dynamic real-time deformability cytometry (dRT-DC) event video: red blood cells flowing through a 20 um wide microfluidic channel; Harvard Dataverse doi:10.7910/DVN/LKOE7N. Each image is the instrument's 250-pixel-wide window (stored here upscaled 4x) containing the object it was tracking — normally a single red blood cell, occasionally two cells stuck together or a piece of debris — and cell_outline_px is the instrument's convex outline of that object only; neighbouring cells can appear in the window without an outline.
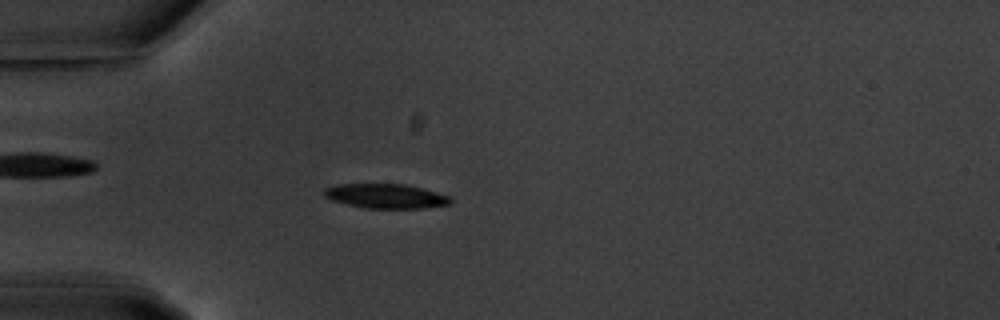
{"species": "common noctule bat (a hibernating species)", "species_latin": "Nyctalus noctula", "temperature_condition": "warm", "stored_images_in_passage": 5, "camera_frame_rate_fps": 3000, "um_per_image_px": 0.085, "animal": {"sex": "male", "body_mass_g": 20.1, "forearm_length_mm": 53.5}, "frame": {"image": 1, "passage_image": 4, "time_ms": 3.667, "image_size_px": [1000, 320], "cell_outline_px": [[452, 200], [448, 204], [424, 208], [364, 208], [332, 200], [324, 196], [324, 188], [336, 184], [404, 184], [424, 188], [448, 196]], "centroid_in_image_um": [32.77, 16.66], "position_along_channel_um": 52.2, "area_um2": 17.92}}